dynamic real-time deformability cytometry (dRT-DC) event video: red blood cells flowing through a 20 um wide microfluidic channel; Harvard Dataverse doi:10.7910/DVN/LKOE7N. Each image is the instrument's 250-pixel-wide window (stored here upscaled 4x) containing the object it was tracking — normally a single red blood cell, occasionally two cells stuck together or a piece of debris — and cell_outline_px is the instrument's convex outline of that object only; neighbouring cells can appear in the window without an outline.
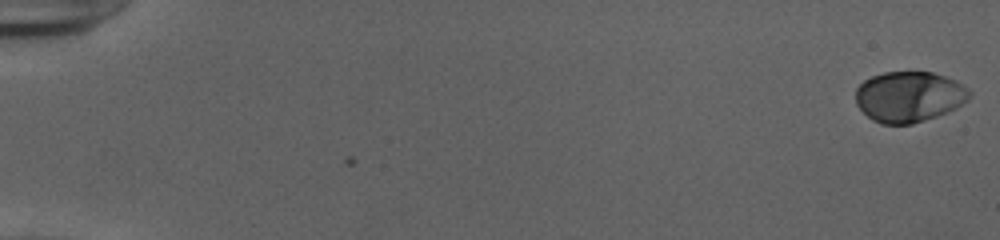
{"species": "human", "species_latin": "Homo sapiens", "temperature_condition": "cold", "stored_images_in_passage": 54, "camera_frame_rate_fps": 3000, "um_per_image_px": 0.085, "donor": {"sex": "female"}, "frame": {"image": 1, "passage_image": 1, "time_ms": 0.0, "image_size_px": [1000, 240], "cell_outline_px": [[972, 92], [968, 100], [956, 108], [936, 116], [912, 124], [880, 124], [872, 120], [856, 104], [856, 88], [864, 80], [872, 76], [884, 72], [932, 72], [956, 80], [968, 88]], "centroid_in_image_um": [77.28, 8.22], "position_along_channel_um": 7.7, "area_um2": 33.64}}
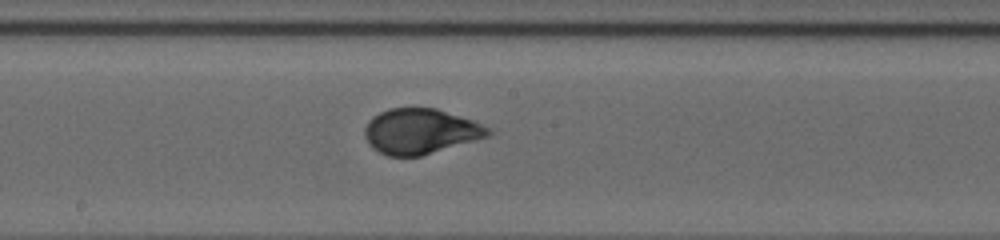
{"frame": {"image": 2, "passage_image": 31, "time_ms": 10.0, "image_size_px": [1000, 240], "cell_outline_px": [[492, 132], [488, 136], [420, 156], [388, 156], [372, 148], [368, 144], [364, 136], [364, 128], [368, 120], [372, 116], [388, 108], [436, 108], [472, 120], [492, 128]], "centroid_in_image_um": [35.7, 11.15], "position_along_channel_um": 212.5, "area_um2": 32.54}}
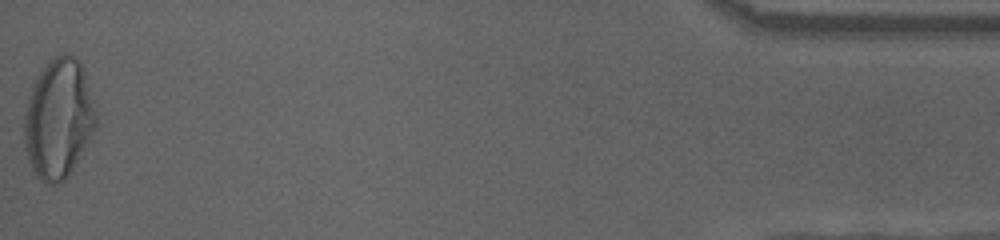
{"frame": {"image": 3, "passage_image": 54, "time_ms": 17.667, "image_size_px": [1000, 240], "cell_outline_px": [[96, 128], [72, 172], [64, 180], [56, 184], [48, 184], [40, 180], [36, 176], [28, 160], [24, 148], [24, 112], [28, 96], [32, 84], [36, 76], [48, 60], [60, 52], [68, 52], [76, 56], [80, 60], [84, 68], [96, 112]], "centroid_in_image_um": [4.97, 10.06], "position_along_channel_um": 430.2, "area_um2": 51.04}, "authors_computed_cell_mechanics": {"area_um2": 33.0327, "velocity_mm_per_s": 3.9273, "shape_relaxation_time_tau1_ms": 4.0402, "shape_relaxation_time_tau2_ms": null, "deformation_change_tau1": 0.1977, "deformation_change_tau2": null}}